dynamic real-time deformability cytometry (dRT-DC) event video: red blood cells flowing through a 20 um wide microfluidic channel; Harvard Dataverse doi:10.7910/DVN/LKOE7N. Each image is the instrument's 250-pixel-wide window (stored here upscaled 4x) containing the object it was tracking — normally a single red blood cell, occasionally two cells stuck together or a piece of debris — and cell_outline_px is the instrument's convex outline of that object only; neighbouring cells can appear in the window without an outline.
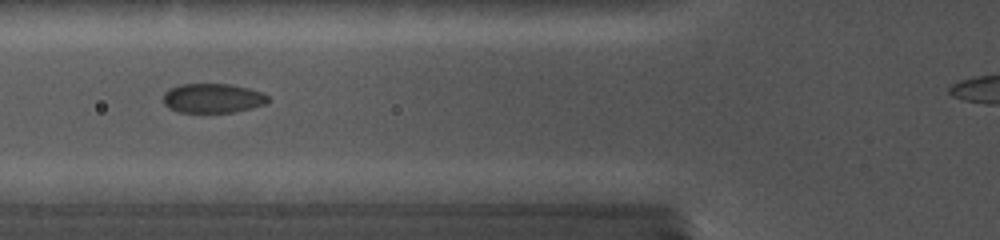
{"species": "common noctule bat (a hibernating species)", "species_latin": "Nyctalus noctula", "temperature_condition": "cold", "stored_images_in_passage": 33, "segment_of_instrument_passage": [1, 2], "camera_frame_rate_fps": 5000, "um_per_image_px": 0.085, "animal": {"sex": "female", "body_mass_g": 19.0, "forearm_length_mm": 56.7}, "frame": {"image": 1, "passage_image": 12, "time_ms": 6.2, "image_size_px": [1000, 240], "cell_outline_px": [[268, 100], [264, 104], [252, 108], [236, 112], [180, 112], [168, 108], [164, 104], [164, 92], [180, 84], [232, 84], [248, 88], [260, 92], [268, 96]], "centroid_in_image_um": [18.07, 8.35], "position_along_channel_um": 107.7, "area_um2": 17.86}}
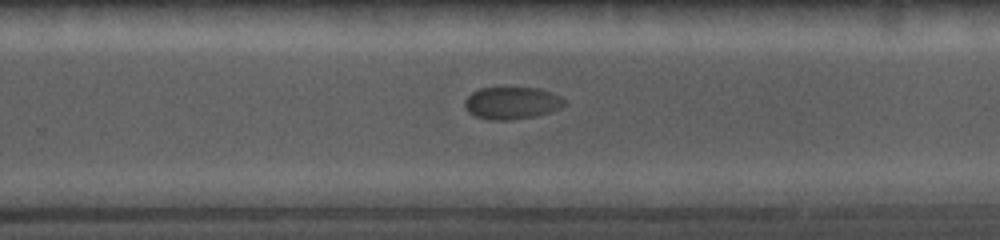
{"frame": {"image": 2, "passage_image": 23, "time_ms": 11.0, "image_size_px": [1000, 240], "cell_outline_px": [[568, 104], [560, 108], [536, 116], [508, 120], [492, 120], [476, 116], [468, 112], [464, 108], [464, 100], [472, 92], [480, 88], [540, 88], [552, 92], [560, 96]], "centroid_in_image_um": [43.51, 8.75], "position_along_channel_um": 286.3, "area_um2": 18.79}}
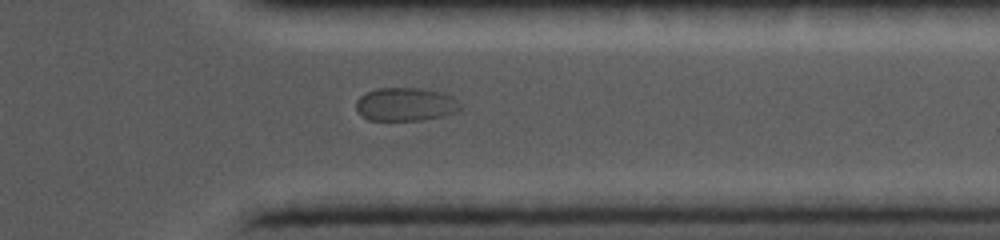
{"frame": {"image": 3, "passage_image": 29, "time_ms": 13.4, "image_size_px": [1000, 240], "cell_outline_px": [[460, 108], [456, 112], [444, 116], [420, 120], [368, 120], [356, 108], [356, 100], [360, 96], [376, 88], [424, 88], [444, 92], [452, 96], [460, 104]], "centroid_in_image_um": [34.5, 8.86], "position_along_channel_um": 376.9, "area_um2": 20.29}}